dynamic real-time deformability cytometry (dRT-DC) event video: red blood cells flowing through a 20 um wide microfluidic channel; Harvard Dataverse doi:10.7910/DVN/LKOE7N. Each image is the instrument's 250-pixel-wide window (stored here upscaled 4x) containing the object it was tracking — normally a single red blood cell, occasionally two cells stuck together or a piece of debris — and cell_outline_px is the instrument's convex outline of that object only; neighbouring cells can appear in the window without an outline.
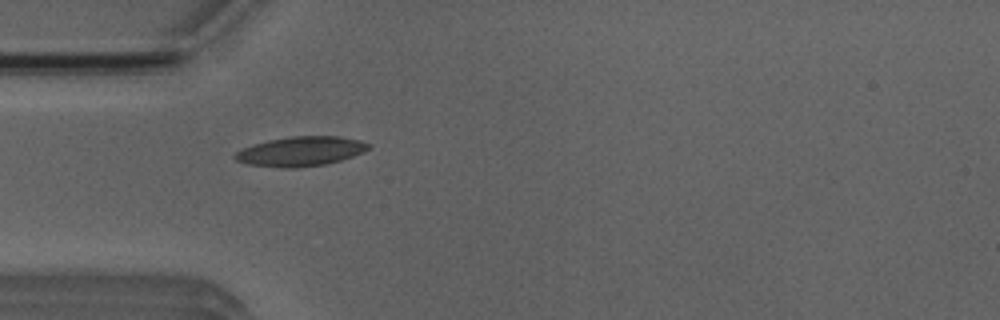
{"species": "Egyptian fruit bat (a non-hibernating species)", "species_latin": "Rousettus aegyptiacus", "temperature_condition": "room temperature", "stored_images_in_passage": 1, "camera_frame_rate_fps": 3000, "um_per_image_px": 0.085, "animal": {"sex": "male"}, "frame": {"image": 1, "passage_image": 1, "time_ms": 0.0, "image_size_px": [1000, 320], "cell_outline_px": [[372, 144], [364, 152], [340, 160], [324, 164], [296, 168], [284, 168], [248, 164], [236, 160], [232, 156], [236, 152], [252, 144], [268, 140], [288, 136], [340, 136], [360, 140]], "centroid_in_image_um": [25.56, 12.85], "position_along_channel_um": 59.4, "area_um2": 23.0}}